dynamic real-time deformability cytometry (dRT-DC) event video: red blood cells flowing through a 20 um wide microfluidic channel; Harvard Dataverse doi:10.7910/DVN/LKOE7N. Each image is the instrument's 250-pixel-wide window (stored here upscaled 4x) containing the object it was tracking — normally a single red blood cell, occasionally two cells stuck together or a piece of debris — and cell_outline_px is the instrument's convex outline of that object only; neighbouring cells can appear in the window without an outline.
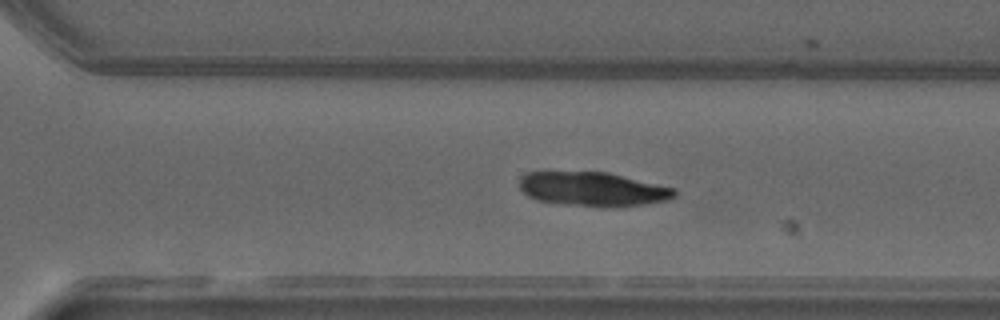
{"species": "common noctule bat (a hibernating species)", "species_latin": "Nyctalus noctula", "temperature_condition": "warm", "stored_images_in_passage": 50, "camera_frame_rate_fps": 3000, "um_per_image_px": 0.085, "animal": {"sex": "male", "forearm_length_mm": 52.5}, "frame": {"image": 1, "passage_image": 35, "time_ms": 11.333, "image_size_px": [1000, 320], "cell_outline_px": [[676, 196], [672, 200], [644, 204], [564, 204], [536, 200], [528, 196], [520, 188], [520, 176], [528, 172], [544, 168], [548, 168], [608, 172], [676, 188]], "centroid_in_image_um": [50.29, 15.97], "position_along_channel_um": 320.3, "area_um2": 31.21}}
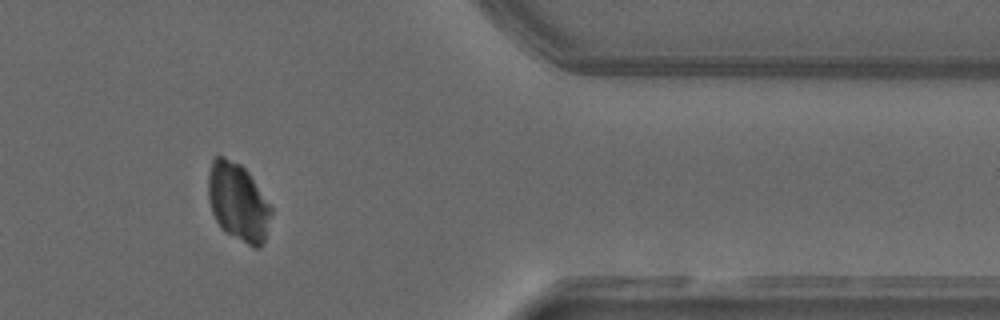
{"frame": {"image": 2, "passage_image": 42, "time_ms": 13.667, "image_size_px": [1000, 320], "cell_outline_px": [[272, 212], [264, 240], [256, 248], [252, 248], [220, 228], [212, 212], [208, 200], [208, 172], [212, 160], [216, 156], [224, 156], [240, 164], [248, 172], [272, 208]], "centroid_in_image_um": [20.21, 17.17], "position_along_channel_um": 391.2, "area_um2": 28.5}}
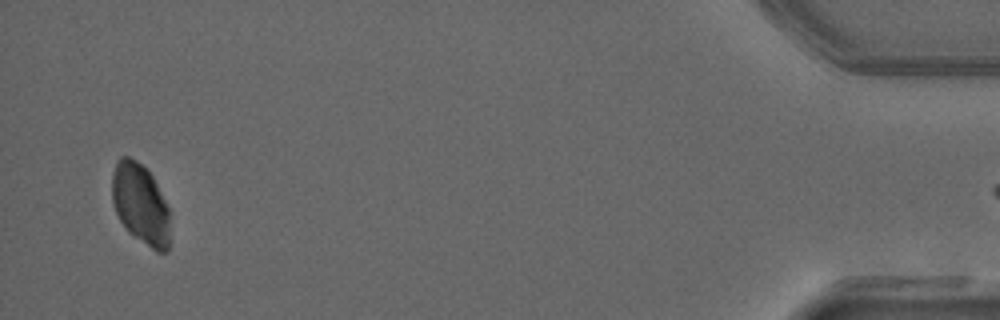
{"frame": {"image": 3, "passage_image": 49, "time_ms": 16.0, "image_size_px": [1000, 320], "cell_outline_px": [[168, 252], [156, 252], [128, 232], [120, 220], [112, 204], [112, 172], [116, 160], [120, 156], [128, 156], [136, 160], [148, 168], [168, 208]], "centroid_in_image_um": [11.9, 17.31], "position_along_channel_um": 423.3, "area_um2": 27.22}}